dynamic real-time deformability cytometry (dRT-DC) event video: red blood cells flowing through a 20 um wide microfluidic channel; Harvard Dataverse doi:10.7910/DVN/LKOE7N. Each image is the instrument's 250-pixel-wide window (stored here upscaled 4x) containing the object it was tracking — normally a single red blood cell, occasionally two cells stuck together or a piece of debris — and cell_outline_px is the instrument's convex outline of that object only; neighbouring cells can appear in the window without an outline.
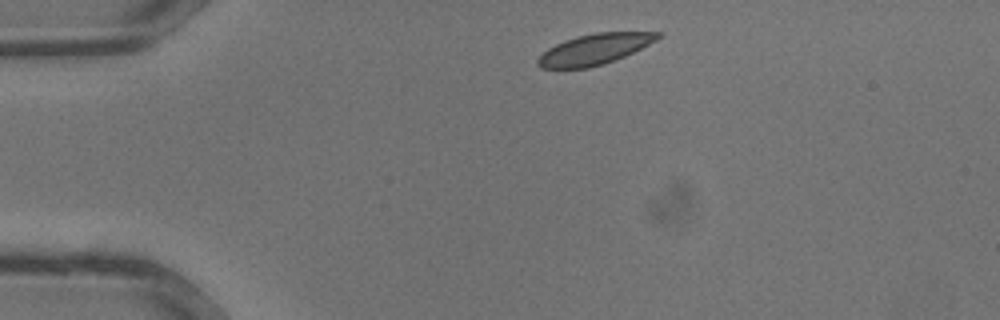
{"species": "common noctule bat (a hibernating species)", "species_latin": "Nyctalus noctula", "temperature_condition": "warm", "stored_images_in_passage": 28, "camera_frame_rate_fps": 3000, "um_per_image_px": 0.085, "animal": {"sex": "male", "body_mass_g": 13.3}, "frame": {"image": 1, "passage_image": 1, "time_ms": 0.0, "image_size_px": [1000, 320], "cell_outline_px": [[664, 36], [624, 56], [604, 64], [588, 68], [540, 68], [536, 64], [536, 60], [548, 48], [564, 40], [576, 36], [596, 32], [660, 32]], "centroid_in_image_um": [50.51, 4.18], "position_along_channel_um": 34.5, "area_um2": 21.33}}
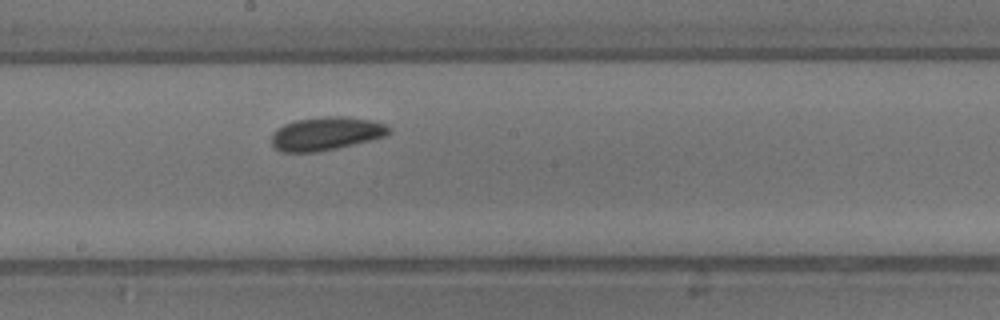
{"frame": {"image": 2, "passage_image": 13, "time_ms": 4.0, "image_size_px": [1000, 320], "cell_outline_px": [[392, 132], [388, 136], [372, 140], [336, 148], [316, 152], [280, 152], [272, 144], [272, 132], [276, 128], [284, 124], [296, 120], [328, 116], [344, 116], [372, 120], [384, 124]], "centroid_in_image_um": [27.72, 11.36], "position_along_channel_um": 220.5, "area_um2": 22.89}}
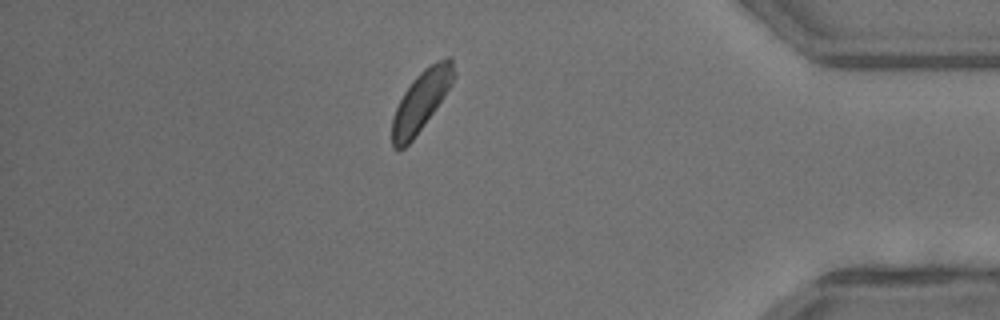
{"frame": {"image": 3, "passage_image": 24, "time_ms": 7.667, "image_size_px": [1000, 320], "cell_outline_px": [[456, 76], [452, 84], [444, 96], [412, 140], [404, 148], [392, 148], [392, 116], [404, 92], [412, 80], [424, 68], [448, 56], [452, 56], [456, 72]], "centroid_in_image_um": [35.81, 8.54], "position_along_channel_um": 399.4, "area_um2": 21.33}}